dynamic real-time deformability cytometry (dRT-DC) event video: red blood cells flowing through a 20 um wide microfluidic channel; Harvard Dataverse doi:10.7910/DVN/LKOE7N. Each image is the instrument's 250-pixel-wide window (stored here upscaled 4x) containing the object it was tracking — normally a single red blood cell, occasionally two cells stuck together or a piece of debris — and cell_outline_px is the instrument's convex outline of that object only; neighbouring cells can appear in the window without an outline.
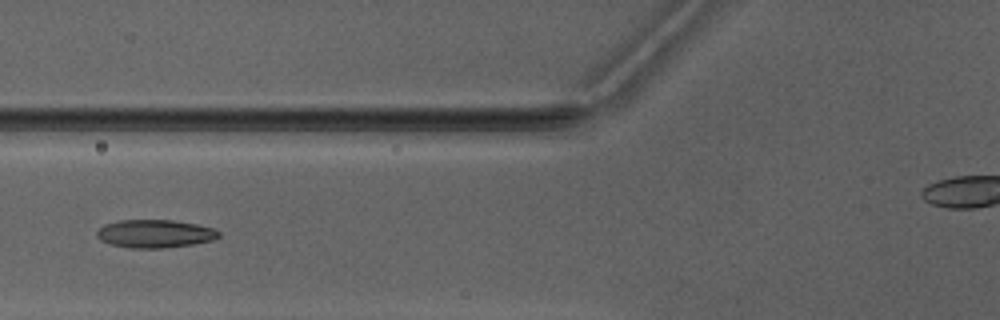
{"species": "Egyptian fruit bat (a non-hibernating species)", "species_latin": "Rousettus aegyptiacus", "temperature_condition": "warm", "stored_images_in_passage": 4, "camera_frame_rate_fps": 3000, "um_per_image_px": 0.085, "animal": {"sex": "male"}, "frame": {"image": 1, "passage_image": 3, "time_ms": 2.333, "image_size_px": [1000, 320], "cell_outline_px": [[220, 236], [212, 240], [192, 244], [164, 248], [128, 248], [108, 244], [100, 240], [96, 236], [96, 232], [104, 224], [120, 220], [172, 220], [196, 224], [212, 228], [220, 232]], "centroid_in_image_um": [13.12, 19.87], "position_along_channel_um": 112.7, "area_um2": 20.0}}
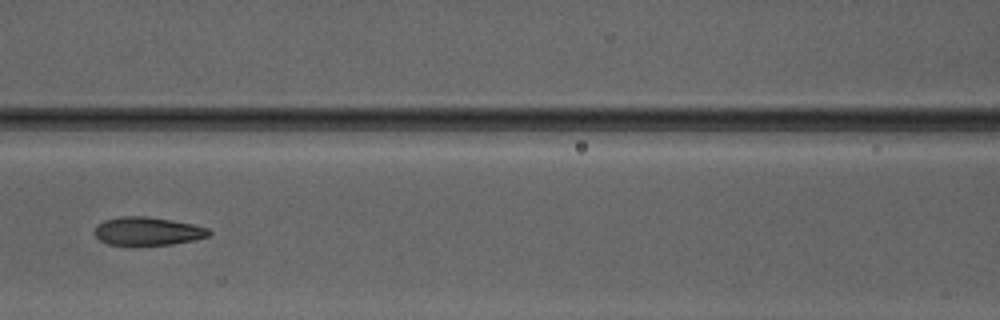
{"frame": {"image": 2, "passage_image": 4, "time_ms": 3.333, "image_size_px": [1000, 320], "cell_outline_px": [[212, 232], [208, 236], [196, 240], [172, 244], [108, 244], [100, 240], [92, 232], [96, 224], [104, 220], [120, 216], [144, 216], [172, 220], [192, 224], [208, 228]], "centroid_in_image_um": [12.53, 19.63], "position_along_channel_um": 154.1, "area_um2": 18.79}}